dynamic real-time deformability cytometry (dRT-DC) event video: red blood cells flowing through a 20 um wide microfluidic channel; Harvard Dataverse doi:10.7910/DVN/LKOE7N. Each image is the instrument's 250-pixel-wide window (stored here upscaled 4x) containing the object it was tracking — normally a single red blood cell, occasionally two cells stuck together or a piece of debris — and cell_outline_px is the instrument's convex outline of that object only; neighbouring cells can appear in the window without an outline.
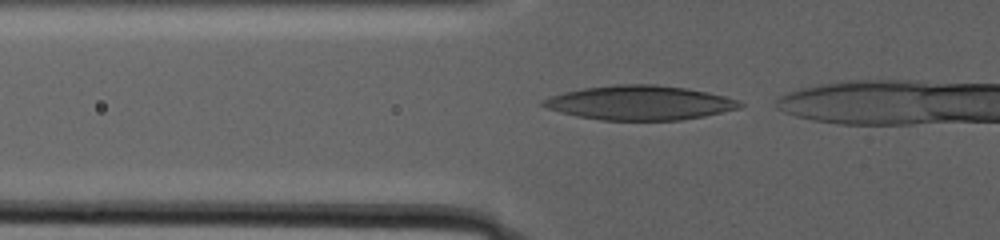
{"species": "human", "species_latin": "Homo sapiens", "temperature_condition": "warm", "stored_images_in_passage": 54, "camera_frame_rate_fps": 3000, "um_per_image_px": 0.085, "donor": {"sex": "male"}, "frame": {"image": 1, "passage_image": 2, "time_ms": 0.333, "image_size_px": [1000, 240], "cell_outline_px": [[744, 104], [740, 108], [704, 116], [680, 120], [600, 120], [576, 116], [560, 112], [548, 108], [540, 104], [540, 100], [564, 92], [584, 88], [616, 84], [656, 84], [688, 88], [708, 92], [740, 100]], "centroid_in_image_um": [54.39, 8.73], "position_along_channel_um": 71.4, "area_um2": 39.48}}
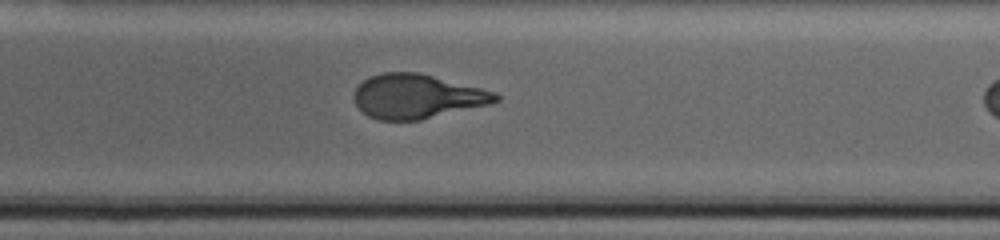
{"frame": {"image": 2, "passage_image": 30, "time_ms": 9.667, "image_size_px": [1000, 240], "cell_outline_px": [[500, 100], [488, 104], [420, 120], [376, 120], [368, 116], [356, 104], [352, 96], [356, 88], [364, 80], [372, 76], [384, 72], [420, 72], [496, 92], [500, 96]], "centroid_in_image_um": [35.44, 8.19], "position_along_channel_um": 253.6, "area_um2": 36.36}}
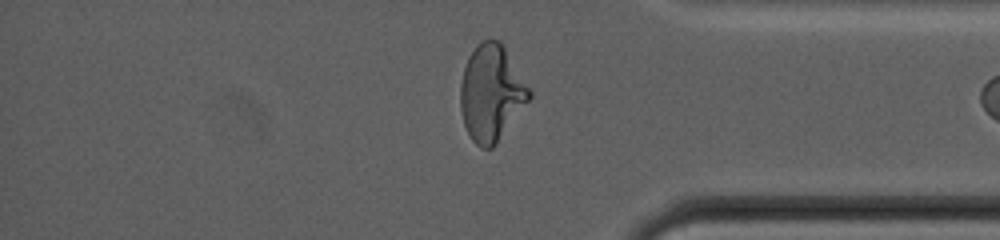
{"frame": {"image": 3, "passage_image": 52, "time_ms": 17.0, "image_size_px": [1000, 240], "cell_outline_px": [[532, 96], [496, 144], [492, 148], [480, 148], [472, 140], [464, 124], [460, 108], [460, 84], [464, 68], [468, 56], [476, 44], [480, 40], [500, 40], [504, 44], [532, 92]], "centroid_in_image_um": [41.76, 7.87], "position_along_channel_um": 393.4, "area_um2": 38.73}}